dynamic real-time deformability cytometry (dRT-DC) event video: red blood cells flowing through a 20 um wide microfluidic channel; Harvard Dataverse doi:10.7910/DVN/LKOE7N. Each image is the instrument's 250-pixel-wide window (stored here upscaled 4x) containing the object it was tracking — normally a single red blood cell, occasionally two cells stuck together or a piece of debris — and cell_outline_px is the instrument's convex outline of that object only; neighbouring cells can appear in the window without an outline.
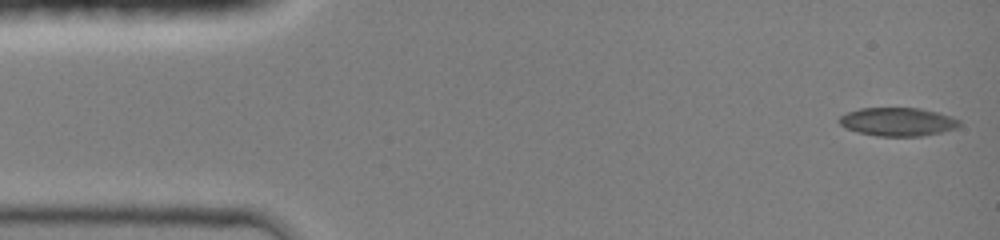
{"species": "common noctule bat (a hibernating species)", "species_latin": "Nyctalus noctula", "temperature_condition": "room temperature", "stored_images_in_passage": 43, "camera_frame_rate_fps": 3000, "um_per_image_px": 0.085, "animal": {"sex": "female", "body_mass_g": 19.0, "forearm_length_mm": 51.5}, "frame": {"image": 1, "passage_image": 1, "time_ms": 0.0, "image_size_px": [1000, 240], "cell_outline_px": [[960, 124], [956, 128], [940, 132], [920, 136], [876, 136], [856, 132], [840, 124], [836, 120], [840, 116], [848, 112], [860, 108], [920, 108], [952, 116], [960, 120]], "centroid_in_image_um": [76.29, 10.35], "position_along_channel_um": 8.7, "area_um2": 19.88}}
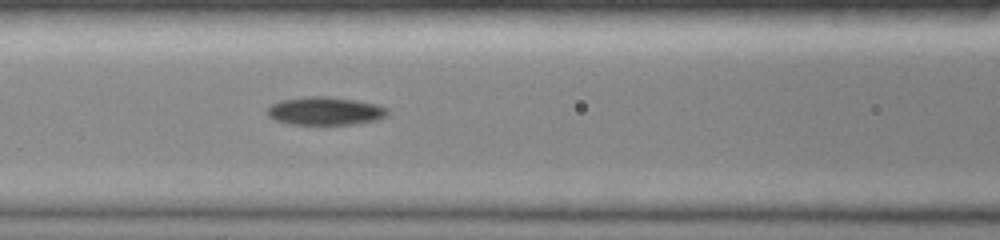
{"frame": {"image": 2, "passage_image": 20, "time_ms": 5.667, "image_size_px": [1000, 240], "cell_outline_px": [[388, 116], [376, 120], [352, 124], [292, 124], [276, 120], [268, 116], [268, 108], [272, 104], [280, 100], [308, 96], [328, 96], [376, 104], [388, 108]], "centroid_in_image_um": [27.65, 9.43], "position_along_channel_um": 139.0, "area_um2": 19.54}}
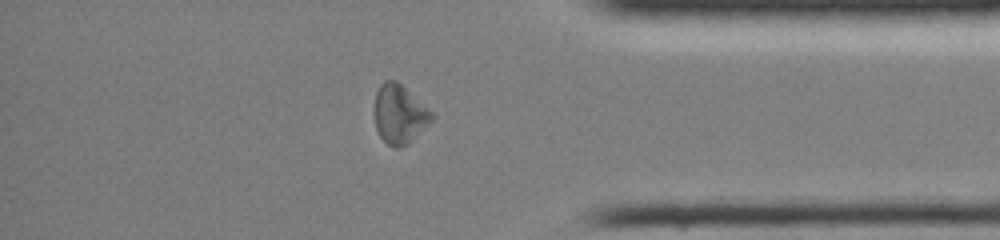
{"frame": {"image": 3, "passage_image": 38, "time_ms": 12.0, "image_size_px": [1000, 240], "cell_outline_px": [[436, 116], [408, 144], [400, 148], [396, 148], [388, 144], [380, 136], [376, 128], [372, 112], [376, 92], [380, 84], [384, 80], [396, 80], [432, 112]], "centroid_in_image_um": [33.91, 9.7], "position_along_channel_um": 401.3, "area_um2": 19.77}, "authors_computed_cell_mechanics": {"area_um2": 19.7676, "velocity_mm_per_s": 4.2618, "shape_relaxation_time_tau1_ms": 8.8252, "shape_relaxation_time_tau2_ms": 4.1121, "deformation_change_tau1": 0.2431, "deformation_change_tau2": 0.1101}}